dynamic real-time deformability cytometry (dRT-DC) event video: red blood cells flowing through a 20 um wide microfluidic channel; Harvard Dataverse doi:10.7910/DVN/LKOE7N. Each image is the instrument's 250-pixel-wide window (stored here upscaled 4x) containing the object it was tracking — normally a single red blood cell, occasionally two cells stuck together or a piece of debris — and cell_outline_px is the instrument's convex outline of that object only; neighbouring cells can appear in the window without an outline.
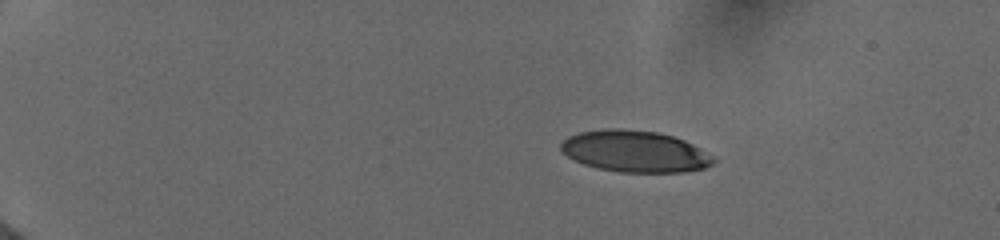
{"species": "human", "species_latin": "Homo sapiens", "temperature_condition": "cold", "stored_images_in_passage": 13, "camera_frame_rate_fps": 3000, "um_per_image_px": 0.085, "donor": {"sex": "female"}, "frame": {"image": 1, "passage_image": 1, "time_ms": 0.0, "image_size_px": [1000, 240], "cell_outline_px": [[716, 160], [712, 164], [704, 168], [684, 172], [620, 172], [596, 168], [584, 164], [568, 156], [560, 148], [560, 144], [568, 136], [580, 132], [608, 128], [624, 128], [656, 132], [672, 136], [684, 140], [716, 156]], "centroid_in_image_um": [54.0, 12.86], "position_along_channel_um": 31.0, "area_um2": 36.99}}
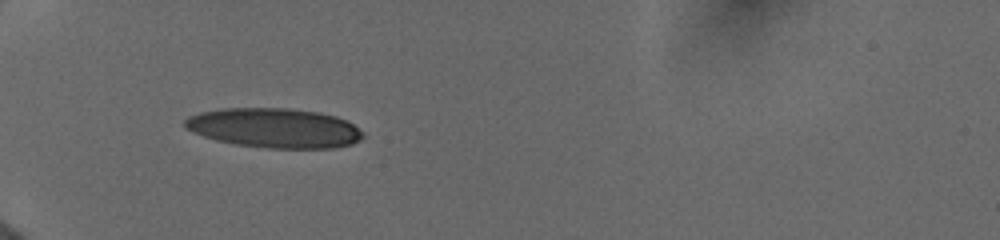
{"frame": {"image": 2, "passage_image": 12, "time_ms": 3.0, "image_size_px": [1000, 240], "cell_outline_px": [[364, 136], [360, 140], [352, 144], [332, 148], [268, 148], [236, 144], [216, 140], [192, 132], [184, 128], [184, 120], [188, 116], [200, 112], [224, 108], [288, 108], [320, 112], [336, 116], [352, 124], [364, 132]], "centroid_in_image_um": [23.31, 10.87], "position_along_channel_um": 61.7, "area_um2": 41.21}}